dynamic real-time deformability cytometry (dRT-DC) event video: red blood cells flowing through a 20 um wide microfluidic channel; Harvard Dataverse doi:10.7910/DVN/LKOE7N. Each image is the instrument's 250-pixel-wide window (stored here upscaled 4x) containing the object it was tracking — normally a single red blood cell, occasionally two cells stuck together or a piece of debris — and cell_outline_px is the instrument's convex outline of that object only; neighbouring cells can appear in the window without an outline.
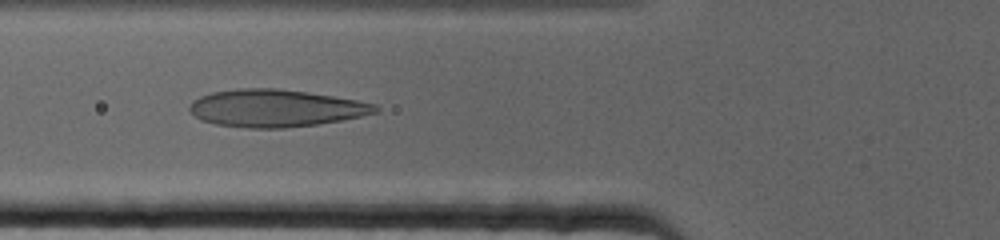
{"species": "human", "species_latin": "Homo sapiens", "temperature_condition": "cold", "stored_images_in_passage": 62, "camera_frame_rate_fps": 3000, "um_per_image_px": 0.085, "donor": {"sex": "female"}, "frame": {"image": 1, "passage_image": 21, "time_ms": 6.667, "image_size_px": [1000, 240], "cell_outline_px": [[380, 112], [340, 120], [316, 124], [284, 128], [248, 128], [216, 124], [200, 120], [188, 112], [188, 108], [192, 100], [200, 96], [212, 92], [236, 88], [276, 88], [308, 92], [356, 100], [376, 104], [380, 108]], "centroid_in_image_um": [23.38, 9.19], "position_along_channel_um": 102.4, "area_um2": 40.63}}
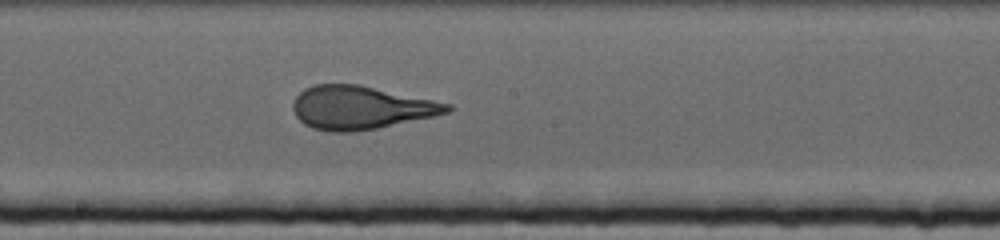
{"frame": {"image": 2, "passage_image": 33, "time_ms": 10.667, "image_size_px": [1000, 240], "cell_outline_px": [[452, 108], [448, 112], [432, 116], [376, 128], [352, 132], [328, 132], [312, 128], [304, 124], [296, 116], [292, 108], [292, 104], [296, 96], [304, 88], [316, 84], [360, 84], [452, 104]], "centroid_in_image_um": [30.61, 9.14], "position_along_channel_um": 217.6, "area_um2": 38.78}}
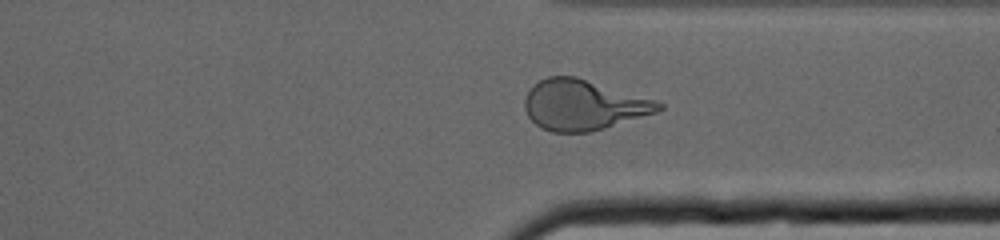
{"frame": {"image": 3, "passage_image": 48, "time_ms": 15.667, "image_size_px": [1000, 240], "cell_outline_px": [[664, 108], [656, 112], [604, 128], [588, 132], [552, 132], [540, 128], [528, 116], [524, 108], [524, 100], [532, 84], [548, 76], [576, 76], [652, 100], [664, 104]], "centroid_in_image_um": [49.52, 8.92], "position_along_channel_um": 361.9, "area_um2": 38.78}}